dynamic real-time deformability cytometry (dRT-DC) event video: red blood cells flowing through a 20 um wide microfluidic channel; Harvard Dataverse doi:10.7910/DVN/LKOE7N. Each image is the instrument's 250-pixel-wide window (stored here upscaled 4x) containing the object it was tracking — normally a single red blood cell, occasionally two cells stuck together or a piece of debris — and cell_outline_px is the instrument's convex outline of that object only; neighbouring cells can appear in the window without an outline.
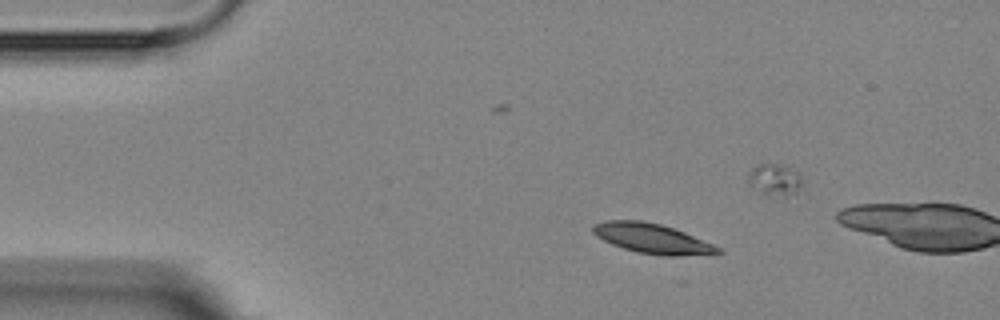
{"species": "Egyptian fruit bat (a non-hibernating species)", "species_latin": "Rousettus aegyptiacus", "temperature_condition": "room temperature", "stored_images_in_passage": 3, "camera_frame_rate_fps": 3000, "um_per_image_px": 0.085, "animal": {"sex": "female"}, "frame": {"image": 1, "passage_image": 1, "time_ms": 0.0, "image_size_px": [1000, 320], "cell_outline_px": [[724, 252], [680, 256], [660, 256], [636, 252], [612, 244], [596, 236], [592, 232], [592, 224], [604, 220], [640, 220], [660, 224], [684, 232], [712, 244], [720, 248]], "centroid_in_image_um": [55.38, 20.27], "position_along_channel_um": 29.6, "area_um2": 21.62}}